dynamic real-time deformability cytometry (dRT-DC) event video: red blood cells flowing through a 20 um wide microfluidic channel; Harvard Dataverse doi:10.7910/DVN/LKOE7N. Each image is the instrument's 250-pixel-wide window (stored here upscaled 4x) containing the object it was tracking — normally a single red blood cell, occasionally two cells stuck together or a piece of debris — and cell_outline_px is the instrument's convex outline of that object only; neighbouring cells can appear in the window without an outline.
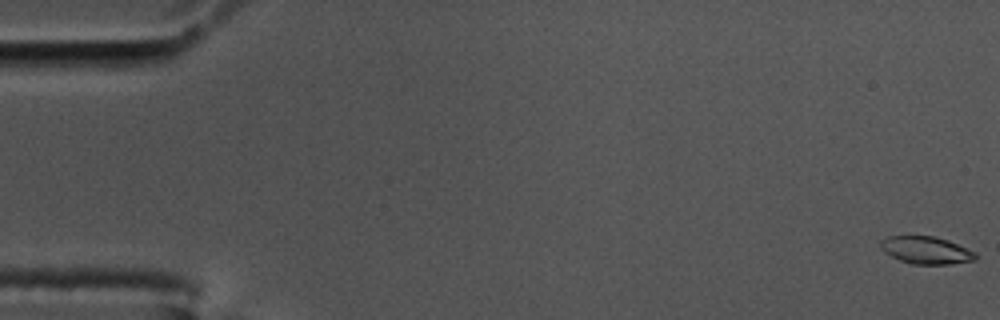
{"species": "common noctule bat (a hibernating species)", "species_latin": "Nyctalus noctula", "temperature_condition": "cold", "stored_images_in_passage": 19, "camera_frame_rate_fps": 3000, "um_per_image_px": 0.085, "animal": {"sex": "male", "body_mass_g": 17.5, "forearm_length_mm": 52.3}, "frame": {"image": 1, "passage_image": 1, "time_ms": 0.0, "image_size_px": [1000, 320], "cell_outline_px": [[976, 260], [952, 264], [912, 264], [900, 260], [884, 252], [880, 248], [880, 240], [888, 236], [936, 236], [948, 240], [976, 252]], "centroid_in_image_um": [78.72, 21.26], "position_along_channel_um": 6.3, "area_um2": 15.26}}